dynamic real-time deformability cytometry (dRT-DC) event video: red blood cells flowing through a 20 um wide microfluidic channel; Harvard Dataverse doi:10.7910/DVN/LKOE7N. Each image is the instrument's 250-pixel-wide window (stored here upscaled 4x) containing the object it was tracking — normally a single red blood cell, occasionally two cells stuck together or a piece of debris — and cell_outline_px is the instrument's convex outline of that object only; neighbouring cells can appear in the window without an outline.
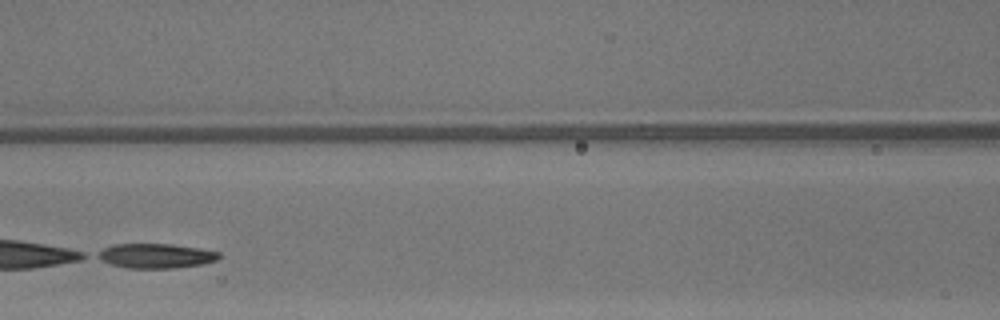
{"species": "common noctule bat (a hibernating species)", "species_latin": "Nyctalus noctula", "temperature_condition": "warm", "stored_images_in_passage": 27, "camera_frame_rate_fps": 3000, "um_per_image_px": 0.085, "animal": {"sex": "male", "body_mass_g": 13.3}, "frame": {"image": 1, "passage_image": 12, "time_ms": 3.667, "image_size_px": [1000, 320], "cell_outline_px": [[220, 256], [216, 260], [200, 264], [172, 268], [124, 268], [112, 264], [96, 256], [96, 252], [104, 248], [116, 244], [172, 244], [220, 252]], "centroid_in_image_um": [13.22, 21.74], "position_along_channel_um": 153.4, "area_um2": 17.11}, "authors_computed_cell_mechanics": {"area_um2": 18.1492, "velocity_mm_per_s": 4.3212, "shape_relaxation_time_tau1_ms": 1.682, "shape_relaxation_time_tau2_ms": 1.5303, "deformation_change_tau1": 0.273, "deformation_change_tau2": 0.0595}}